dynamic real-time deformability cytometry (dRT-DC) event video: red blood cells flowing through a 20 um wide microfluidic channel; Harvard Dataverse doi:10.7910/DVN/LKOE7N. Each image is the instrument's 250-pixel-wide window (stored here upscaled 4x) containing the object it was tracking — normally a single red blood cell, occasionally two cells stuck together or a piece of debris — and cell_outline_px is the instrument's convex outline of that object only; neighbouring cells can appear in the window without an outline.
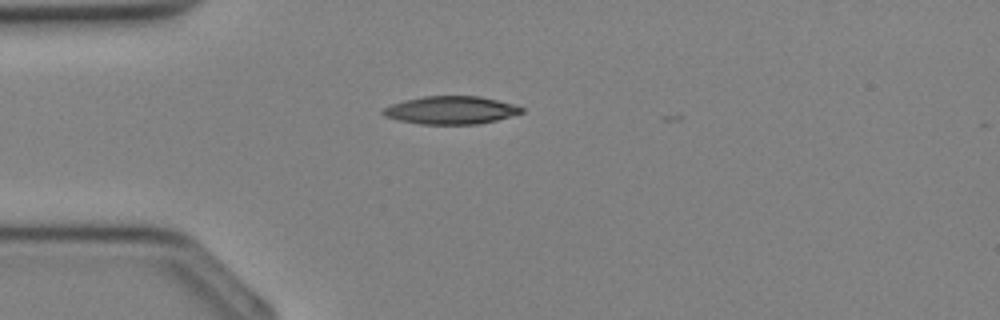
{"species": "Egyptian fruit bat (a non-hibernating species)", "species_latin": "Rousettus aegyptiacus", "temperature_condition": "cold", "stored_images_in_passage": 6, "camera_frame_rate_fps": 3000, "um_per_image_px": 0.085, "animal": {"sex": "female"}, "frame": {"image": 1, "passage_image": 3, "time_ms": 0.667, "image_size_px": [1000, 320], "cell_outline_px": [[524, 112], [496, 120], [480, 124], [420, 124], [396, 120], [384, 116], [380, 112], [384, 108], [392, 104], [404, 100], [424, 96], [480, 96], [512, 104], [524, 108]], "centroid_in_image_um": [38.29, 9.37], "position_along_channel_um": 46.7, "area_um2": 22.54}}